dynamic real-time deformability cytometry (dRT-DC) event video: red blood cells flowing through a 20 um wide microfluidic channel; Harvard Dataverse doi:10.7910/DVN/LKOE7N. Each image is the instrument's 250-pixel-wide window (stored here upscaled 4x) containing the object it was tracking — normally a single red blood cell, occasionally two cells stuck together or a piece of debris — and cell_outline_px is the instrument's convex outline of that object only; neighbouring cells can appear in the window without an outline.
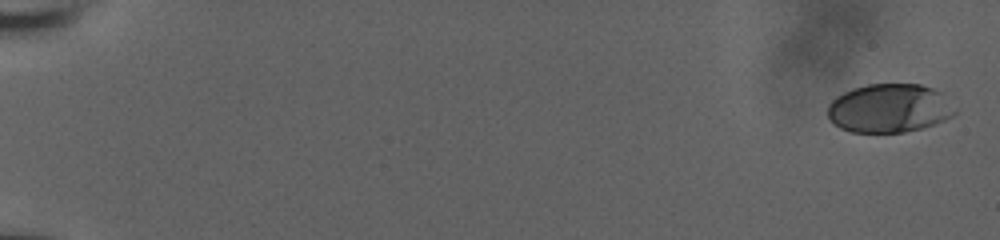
{"species": "human", "species_latin": "Homo sapiens", "temperature_condition": "room temperature", "stored_images_in_passage": 12, "camera_frame_rate_fps": 3000, "um_per_image_px": 0.085, "donor": {"sex": "male"}, "frame": {"image": 1, "passage_image": 1, "time_ms": 0.0, "image_size_px": [1000, 240], "cell_outline_px": [[956, 112], [952, 116], [944, 120], [924, 128], [904, 132], [852, 132], [840, 128], [828, 116], [828, 104], [836, 96], [852, 88], [868, 84], [920, 84], [932, 88], [940, 92], [956, 108]], "centroid_in_image_um": [75.6, 9.2], "position_along_channel_um": 9.4, "area_um2": 36.13}}
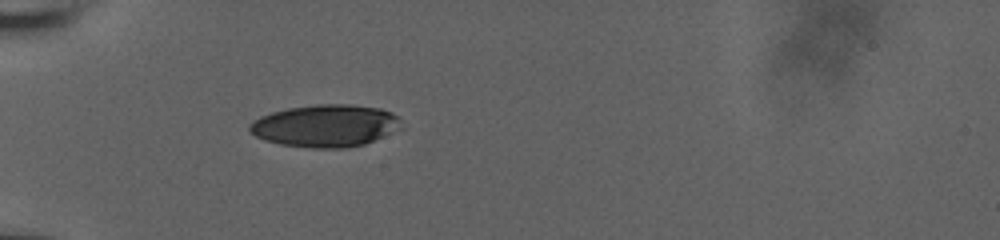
{"frame": {"image": 2, "passage_image": 9, "time_ms": 2.667, "image_size_px": [1000, 240], "cell_outline_px": [[404, 128], [364, 144], [348, 148], [312, 148], [280, 144], [264, 140], [256, 136], [248, 128], [248, 124], [260, 116], [272, 112], [288, 108], [316, 104], [348, 104], [380, 108], [392, 112], [400, 116]], "centroid_in_image_um": [27.72, 10.68], "position_along_channel_um": 57.3, "area_um2": 37.8}}
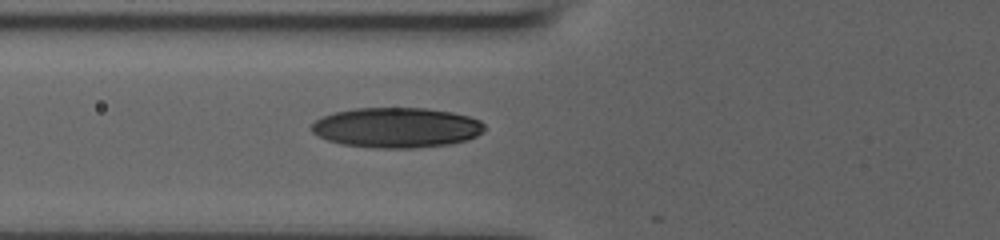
{"frame": {"image": 3, "passage_image": 12, "time_ms": 3.667, "image_size_px": [1000, 240], "cell_outline_px": [[484, 132], [468, 140], [448, 144], [412, 148], [372, 148], [340, 144], [328, 140], [312, 132], [312, 124], [316, 120], [324, 116], [336, 112], [356, 108], [428, 108], [452, 112], [468, 116], [480, 120], [484, 124]], "centroid_in_image_um": [33.73, 10.85], "position_along_channel_um": 92.1, "area_um2": 40.46}}